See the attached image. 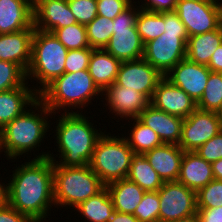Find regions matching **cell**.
Masks as SVG:
<instances>
[{
    "mask_svg": "<svg viewBox=\"0 0 222 222\" xmlns=\"http://www.w3.org/2000/svg\"><path fill=\"white\" fill-rule=\"evenodd\" d=\"M7 194L8 203L18 212L45 220L54 204L53 161L33 158L18 166L7 183Z\"/></svg>",
    "mask_w": 222,
    "mask_h": 222,
    "instance_id": "6da1fadb",
    "label": "cell"
},
{
    "mask_svg": "<svg viewBox=\"0 0 222 222\" xmlns=\"http://www.w3.org/2000/svg\"><path fill=\"white\" fill-rule=\"evenodd\" d=\"M56 124V142L61 154L60 166L84 167L91 162L98 139L104 134L93 127L81 113H62Z\"/></svg>",
    "mask_w": 222,
    "mask_h": 222,
    "instance_id": "7a4b0ae2",
    "label": "cell"
},
{
    "mask_svg": "<svg viewBox=\"0 0 222 222\" xmlns=\"http://www.w3.org/2000/svg\"><path fill=\"white\" fill-rule=\"evenodd\" d=\"M32 107L36 110L41 108L40 115L35 114L34 110H25L0 131V152L5 149L8 159H16L17 156L39 147L48 132L49 122L46 115H52V112L39 98L31 105V109Z\"/></svg>",
    "mask_w": 222,
    "mask_h": 222,
    "instance_id": "3957f363",
    "label": "cell"
},
{
    "mask_svg": "<svg viewBox=\"0 0 222 222\" xmlns=\"http://www.w3.org/2000/svg\"><path fill=\"white\" fill-rule=\"evenodd\" d=\"M49 158L53 161V187L54 206H73L75 208L82 202L100 192L105 185L90 165L84 167L60 166L54 157L45 152L36 159Z\"/></svg>",
    "mask_w": 222,
    "mask_h": 222,
    "instance_id": "277c9868",
    "label": "cell"
},
{
    "mask_svg": "<svg viewBox=\"0 0 222 222\" xmlns=\"http://www.w3.org/2000/svg\"><path fill=\"white\" fill-rule=\"evenodd\" d=\"M99 94L103 93L94 84L88 70H81L65 72L51 82L38 97L55 114L56 110H65L66 106L83 109L82 106L85 107L89 101L91 103V99Z\"/></svg>",
    "mask_w": 222,
    "mask_h": 222,
    "instance_id": "5b68a950",
    "label": "cell"
},
{
    "mask_svg": "<svg viewBox=\"0 0 222 222\" xmlns=\"http://www.w3.org/2000/svg\"><path fill=\"white\" fill-rule=\"evenodd\" d=\"M67 52L68 49L52 33L35 29L32 37L31 63L26 77H34V80H39L38 83L42 84V88L34 89L38 95L65 73Z\"/></svg>",
    "mask_w": 222,
    "mask_h": 222,
    "instance_id": "8992f818",
    "label": "cell"
},
{
    "mask_svg": "<svg viewBox=\"0 0 222 222\" xmlns=\"http://www.w3.org/2000/svg\"><path fill=\"white\" fill-rule=\"evenodd\" d=\"M133 154L125 137L103 134L95 145L89 165L106 186L127 178Z\"/></svg>",
    "mask_w": 222,
    "mask_h": 222,
    "instance_id": "52a82bcc",
    "label": "cell"
},
{
    "mask_svg": "<svg viewBox=\"0 0 222 222\" xmlns=\"http://www.w3.org/2000/svg\"><path fill=\"white\" fill-rule=\"evenodd\" d=\"M135 9L131 4L113 19V34L104 48L121 62L138 60L144 55V43L136 29L139 9Z\"/></svg>",
    "mask_w": 222,
    "mask_h": 222,
    "instance_id": "ba28073f",
    "label": "cell"
},
{
    "mask_svg": "<svg viewBox=\"0 0 222 222\" xmlns=\"http://www.w3.org/2000/svg\"><path fill=\"white\" fill-rule=\"evenodd\" d=\"M190 36L217 30L222 24L219 1L179 0L174 10Z\"/></svg>",
    "mask_w": 222,
    "mask_h": 222,
    "instance_id": "9c48e42d",
    "label": "cell"
},
{
    "mask_svg": "<svg viewBox=\"0 0 222 222\" xmlns=\"http://www.w3.org/2000/svg\"><path fill=\"white\" fill-rule=\"evenodd\" d=\"M222 131V118L215 111L196 108L183 119L178 146L183 151H195Z\"/></svg>",
    "mask_w": 222,
    "mask_h": 222,
    "instance_id": "30bf717a",
    "label": "cell"
},
{
    "mask_svg": "<svg viewBox=\"0 0 222 222\" xmlns=\"http://www.w3.org/2000/svg\"><path fill=\"white\" fill-rule=\"evenodd\" d=\"M188 38L164 32L157 39L144 45L143 59L165 76L181 60L186 58Z\"/></svg>",
    "mask_w": 222,
    "mask_h": 222,
    "instance_id": "8fae6325",
    "label": "cell"
},
{
    "mask_svg": "<svg viewBox=\"0 0 222 222\" xmlns=\"http://www.w3.org/2000/svg\"><path fill=\"white\" fill-rule=\"evenodd\" d=\"M159 195V222L177 220L197 213L196 192L177 181L164 182Z\"/></svg>",
    "mask_w": 222,
    "mask_h": 222,
    "instance_id": "7c38bea8",
    "label": "cell"
},
{
    "mask_svg": "<svg viewBox=\"0 0 222 222\" xmlns=\"http://www.w3.org/2000/svg\"><path fill=\"white\" fill-rule=\"evenodd\" d=\"M164 76L143 58L122 62L115 83L144 94L150 101Z\"/></svg>",
    "mask_w": 222,
    "mask_h": 222,
    "instance_id": "4fadbf2b",
    "label": "cell"
},
{
    "mask_svg": "<svg viewBox=\"0 0 222 222\" xmlns=\"http://www.w3.org/2000/svg\"><path fill=\"white\" fill-rule=\"evenodd\" d=\"M210 72L206 65L197 64L185 58L164 77L181 88L197 103L206 88Z\"/></svg>",
    "mask_w": 222,
    "mask_h": 222,
    "instance_id": "5bb4252c",
    "label": "cell"
},
{
    "mask_svg": "<svg viewBox=\"0 0 222 222\" xmlns=\"http://www.w3.org/2000/svg\"><path fill=\"white\" fill-rule=\"evenodd\" d=\"M150 104L156 109L183 119L197 108V103L187 93L165 77L159 81Z\"/></svg>",
    "mask_w": 222,
    "mask_h": 222,
    "instance_id": "9a60e30c",
    "label": "cell"
},
{
    "mask_svg": "<svg viewBox=\"0 0 222 222\" xmlns=\"http://www.w3.org/2000/svg\"><path fill=\"white\" fill-rule=\"evenodd\" d=\"M34 28L43 32H52L77 21L70 11L67 0H39L33 8Z\"/></svg>",
    "mask_w": 222,
    "mask_h": 222,
    "instance_id": "2e32d148",
    "label": "cell"
},
{
    "mask_svg": "<svg viewBox=\"0 0 222 222\" xmlns=\"http://www.w3.org/2000/svg\"><path fill=\"white\" fill-rule=\"evenodd\" d=\"M102 94L109 108L116 115L126 120L137 118L143 110L150 104V100L142 93L113 83Z\"/></svg>",
    "mask_w": 222,
    "mask_h": 222,
    "instance_id": "e0dca14e",
    "label": "cell"
},
{
    "mask_svg": "<svg viewBox=\"0 0 222 222\" xmlns=\"http://www.w3.org/2000/svg\"><path fill=\"white\" fill-rule=\"evenodd\" d=\"M35 28L0 34V60L13 62L27 72L31 63L32 37Z\"/></svg>",
    "mask_w": 222,
    "mask_h": 222,
    "instance_id": "ac0fdd59",
    "label": "cell"
},
{
    "mask_svg": "<svg viewBox=\"0 0 222 222\" xmlns=\"http://www.w3.org/2000/svg\"><path fill=\"white\" fill-rule=\"evenodd\" d=\"M144 125L151 128L165 144H179L183 118L168 114L149 104L137 117Z\"/></svg>",
    "mask_w": 222,
    "mask_h": 222,
    "instance_id": "d6986e66",
    "label": "cell"
},
{
    "mask_svg": "<svg viewBox=\"0 0 222 222\" xmlns=\"http://www.w3.org/2000/svg\"><path fill=\"white\" fill-rule=\"evenodd\" d=\"M214 179L212 164L195 151H184L177 182L196 193Z\"/></svg>",
    "mask_w": 222,
    "mask_h": 222,
    "instance_id": "ffe728a7",
    "label": "cell"
},
{
    "mask_svg": "<svg viewBox=\"0 0 222 222\" xmlns=\"http://www.w3.org/2000/svg\"><path fill=\"white\" fill-rule=\"evenodd\" d=\"M184 151L176 144H165L146 152V158L164 182L177 181Z\"/></svg>",
    "mask_w": 222,
    "mask_h": 222,
    "instance_id": "44dd1931",
    "label": "cell"
},
{
    "mask_svg": "<svg viewBox=\"0 0 222 222\" xmlns=\"http://www.w3.org/2000/svg\"><path fill=\"white\" fill-rule=\"evenodd\" d=\"M34 28L33 7L24 0H0V34Z\"/></svg>",
    "mask_w": 222,
    "mask_h": 222,
    "instance_id": "7402d4cb",
    "label": "cell"
},
{
    "mask_svg": "<svg viewBox=\"0 0 222 222\" xmlns=\"http://www.w3.org/2000/svg\"><path fill=\"white\" fill-rule=\"evenodd\" d=\"M27 85L0 92V131L39 98Z\"/></svg>",
    "mask_w": 222,
    "mask_h": 222,
    "instance_id": "603a6c76",
    "label": "cell"
},
{
    "mask_svg": "<svg viewBox=\"0 0 222 222\" xmlns=\"http://www.w3.org/2000/svg\"><path fill=\"white\" fill-rule=\"evenodd\" d=\"M121 63L105 49H93L88 72L102 93L115 83Z\"/></svg>",
    "mask_w": 222,
    "mask_h": 222,
    "instance_id": "cb8c5ba5",
    "label": "cell"
},
{
    "mask_svg": "<svg viewBox=\"0 0 222 222\" xmlns=\"http://www.w3.org/2000/svg\"><path fill=\"white\" fill-rule=\"evenodd\" d=\"M113 201L115 211L134 214V211L145 191L127 178L111 182L106 185Z\"/></svg>",
    "mask_w": 222,
    "mask_h": 222,
    "instance_id": "d4e9b609",
    "label": "cell"
},
{
    "mask_svg": "<svg viewBox=\"0 0 222 222\" xmlns=\"http://www.w3.org/2000/svg\"><path fill=\"white\" fill-rule=\"evenodd\" d=\"M222 45V25L213 31L190 36L186 44V58L194 63L208 65L212 54Z\"/></svg>",
    "mask_w": 222,
    "mask_h": 222,
    "instance_id": "484cf974",
    "label": "cell"
},
{
    "mask_svg": "<svg viewBox=\"0 0 222 222\" xmlns=\"http://www.w3.org/2000/svg\"><path fill=\"white\" fill-rule=\"evenodd\" d=\"M127 179L136 183L145 192L158 191L164 181L151 166L145 154L134 153Z\"/></svg>",
    "mask_w": 222,
    "mask_h": 222,
    "instance_id": "4316f807",
    "label": "cell"
},
{
    "mask_svg": "<svg viewBox=\"0 0 222 222\" xmlns=\"http://www.w3.org/2000/svg\"><path fill=\"white\" fill-rule=\"evenodd\" d=\"M76 208L83 215L82 217L90 222H108L115 212L112 198L106 186Z\"/></svg>",
    "mask_w": 222,
    "mask_h": 222,
    "instance_id": "83f0119b",
    "label": "cell"
},
{
    "mask_svg": "<svg viewBox=\"0 0 222 222\" xmlns=\"http://www.w3.org/2000/svg\"><path fill=\"white\" fill-rule=\"evenodd\" d=\"M134 123L131 130L130 137L125 138L128 145L134 153H142L150 151L151 149L161 146L163 143L158 135L148 126L144 125L138 118H133Z\"/></svg>",
    "mask_w": 222,
    "mask_h": 222,
    "instance_id": "f1b7e54d",
    "label": "cell"
},
{
    "mask_svg": "<svg viewBox=\"0 0 222 222\" xmlns=\"http://www.w3.org/2000/svg\"><path fill=\"white\" fill-rule=\"evenodd\" d=\"M136 29L145 45L164 33V17L159 12L139 8Z\"/></svg>",
    "mask_w": 222,
    "mask_h": 222,
    "instance_id": "f546056e",
    "label": "cell"
},
{
    "mask_svg": "<svg viewBox=\"0 0 222 222\" xmlns=\"http://www.w3.org/2000/svg\"><path fill=\"white\" fill-rule=\"evenodd\" d=\"M85 27L90 47L104 49L113 34V20L97 15Z\"/></svg>",
    "mask_w": 222,
    "mask_h": 222,
    "instance_id": "4dcf8cb0",
    "label": "cell"
},
{
    "mask_svg": "<svg viewBox=\"0 0 222 222\" xmlns=\"http://www.w3.org/2000/svg\"><path fill=\"white\" fill-rule=\"evenodd\" d=\"M68 50L89 48L86 27L79 23L63 28L54 29L51 32Z\"/></svg>",
    "mask_w": 222,
    "mask_h": 222,
    "instance_id": "1f68e13d",
    "label": "cell"
},
{
    "mask_svg": "<svg viewBox=\"0 0 222 222\" xmlns=\"http://www.w3.org/2000/svg\"><path fill=\"white\" fill-rule=\"evenodd\" d=\"M222 103V73L210 72L203 95L197 102V108L217 111Z\"/></svg>",
    "mask_w": 222,
    "mask_h": 222,
    "instance_id": "d6a6232c",
    "label": "cell"
},
{
    "mask_svg": "<svg viewBox=\"0 0 222 222\" xmlns=\"http://www.w3.org/2000/svg\"><path fill=\"white\" fill-rule=\"evenodd\" d=\"M25 81L26 72L19 65L0 60V92L21 87Z\"/></svg>",
    "mask_w": 222,
    "mask_h": 222,
    "instance_id": "836d02e7",
    "label": "cell"
},
{
    "mask_svg": "<svg viewBox=\"0 0 222 222\" xmlns=\"http://www.w3.org/2000/svg\"><path fill=\"white\" fill-rule=\"evenodd\" d=\"M159 195L157 191L145 192L134 211L139 222H159Z\"/></svg>",
    "mask_w": 222,
    "mask_h": 222,
    "instance_id": "e575fe53",
    "label": "cell"
},
{
    "mask_svg": "<svg viewBox=\"0 0 222 222\" xmlns=\"http://www.w3.org/2000/svg\"><path fill=\"white\" fill-rule=\"evenodd\" d=\"M197 208L222 206V180L213 179L196 193Z\"/></svg>",
    "mask_w": 222,
    "mask_h": 222,
    "instance_id": "d590c367",
    "label": "cell"
},
{
    "mask_svg": "<svg viewBox=\"0 0 222 222\" xmlns=\"http://www.w3.org/2000/svg\"><path fill=\"white\" fill-rule=\"evenodd\" d=\"M70 11L73 13L77 23L88 25L97 14L96 0H67Z\"/></svg>",
    "mask_w": 222,
    "mask_h": 222,
    "instance_id": "8d00e7d4",
    "label": "cell"
},
{
    "mask_svg": "<svg viewBox=\"0 0 222 222\" xmlns=\"http://www.w3.org/2000/svg\"><path fill=\"white\" fill-rule=\"evenodd\" d=\"M93 48H82L68 50L65 61V72L73 73L81 70H88L90 56Z\"/></svg>",
    "mask_w": 222,
    "mask_h": 222,
    "instance_id": "74e56055",
    "label": "cell"
},
{
    "mask_svg": "<svg viewBox=\"0 0 222 222\" xmlns=\"http://www.w3.org/2000/svg\"><path fill=\"white\" fill-rule=\"evenodd\" d=\"M195 152L209 163L222 158V131L200 146Z\"/></svg>",
    "mask_w": 222,
    "mask_h": 222,
    "instance_id": "f35d334b",
    "label": "cell"
},
{
    "mask_svg": "<svg viewBox=\"0 0 222 222\" xmlns=\"http://www.w3.org/2000/svg\"><path fill=\"white\" fill-rule=\"evenodd\" d=\"M97 14L113 20L131 4V0H96Z\"/></svg>",
    "mask_w": 222,
    "mask_h": 222,
    "instance_id": "ab89813d",
    "label": "cell"
},
{
    "mask_svg": "<svg viewBox=\"0 0 222 222\" xmlns=\"http://www.w3.org/2000/svg\"><path fill=\"white\" fill-rule=\"evenodd\" d=\"M160 14L164 17L165 33L178 34V37H189L185 25L175 11Z\"/></svg>",
    "mask_w": 222,
    "mask_h": 222,
    "instance_id": "60d3db41",
    "label": "cell"
},
{
    "mask_svg": "<svg viewBox=\"0 0 222 222\" xmlns=\"http://www.w3.org/2000/svg\"><path fill=\"white\" fill-rule=\"evenodd\" d=\"M147 1L140 6V9L152 12H172L179 0H144Z\"/></svg>",
    "mask_w": 222,
    "mask_h": 222,
    "instance_id": "b9f144b4",
    "label": "cell"
},
{
    "mask_svg": "<svg viewBox=\"0 0 222 222\" xmlns=\"http://www.w3.org/2000/svg\"><path fill=\"white\" fill-rule=\"evenodd\" d=\"M28 215L18 212L9 203L0 207V222H29Z\"/></svg>",
    "mask_w": 222,
    "mask_h": 222,
    "instance_id": "7bdbcfd3",
    "label": "cell"
},
{
    "mask_svg": "<svg viewBox=\"0 0 222 222\" xmlns=\"http://www.w3.org/2000/svg\"><path fill=\"white\" fill-rule=\"evenodd\" d=\"M200 222H222V206L214 208H197Z\"/></svg>",
    "mask_w": 222,
    "mask_h": 222,
    "instance_id": "ee69618b",
    "label": "cell"
},
{
    "mask_svg": "<svg viewBox=\"0 0 222 222\" xmlns=\"http://www.w3.org/2000/svg\"><path fill=\"white\" fill-rule=\"evenodd\" d=\"M207 67L211 72L222 73V45L212 54Z\"/></svg>",
    "mask_w": 222,
    "mask_h": 222,
    "instance_id": "f6af8a7d",
    "label": "cell"
},
{
    "mask_svg": "<svg viewBox=\"0 0 222 222\" xmlns=\"http://www.w3.org/2000/svg\"><path fill=\"white\" fill-rule=\"evenodd\" d=\"M108 222H139L133 214L120 213L115 211Z\"/></svg>",
    "mask_w": 222,
    "mask_h": 222,
    "instance_id": "bcb514c9",
    "label": "cell"
},
{
    "mask_svg": "<svg viewBox=\"0 0 222 222\" xmlns=\"http://www.w3.org/2000/svg\"><path fill=\"white\" fill-rule=\"evenodd\" d=\"M214 179L222 180V158L212 163Z\"/></svg>",
    "mask_w": 222,
    "mask_h": 222,
    "instance_id": "7dc6e473",
    "label": "cell"
},
{
    "mask_svg": "<svg viewBox=\"0 0 222 222\" xmlns=\"http://www.w3.org/2000/svg\"><path fill=\"white\" fill-rule=\"evenodd\" d=\"M8 203L7 185L0 183V207Z\"/></svg>",
    "mask_w": 222,
    "mask_h": 222,
    "instance_id": "c3c4849f",
    "label": "cell"
},
{
    "mask_svg": "<svg viewBox=\"0 0 222 222\" xmlns=\"http://www.w3.org/2000/svg\"><path fill=\"white\" fill-rule=\"evenodd\" d=\"M168 222H200L197 214H194V215H191V216H187V217H184V218H180V219H177V220H171V221H168Z\"/></svg>",
    "mask_w": 222,
    "mask_h": 222,
    "instance_id": "681fc988",
    "label": "cell"
},
{
    "mask_svg": "<svg viewBox=\"0 0 222 222\" xmlns=\"http://www.w3.org/2000/svg\"><path fill=\"white\" fill-rule=\"evenodd\" d=\"M25 2H27L30 6H32L33 8L38 4L39 0H24Z\"/></svg>",
    "mask_w": 222,
    "mask_h": 222,
    "instance_id": "f907efd6",
    "label": "cell"
},
{
    "mask_svg": "<svg viewBox=\"0 0 222 222\" xmlns=\"http://www.w3.org/2000/svg\"><path fill=\"white\" fill-rule=\"evenodd\" d=\"M216 113L222 118V103L220 105V108L216 111Z\"/></svg>",
    "mask_w": 222,
    "mask_h": 222,
    "instance_id": "816d5d0a",
    "label": "cell"
},
{
    "mask_svg": "<svg viewBox=\"0 0 222 222\" xmlns=\"http://www.w3.org/2000/svg\"><path fill=\"white\" fill-rule=\"evenodd\" d=\"M43 219H31L29 222H42Z\"/></svg>",
    "mask_w": 222,
    "mask_h": 222,
    "instance_id": "f5cc1de1",
    "label": "cell"
},
{
    "mask_svg": "<svg viewBox=\"0 0 222 222\" xmlns=\"http://www.w3.org/2000/svg\"><path fill=\"white\" fill-rule=\"evenodd\" d=\"M193 1H219V0H193Z\"/></svg>",
    "mask_w": 222,
    "mask_h": 222,
    "instance_id": "db71d44e",
    "label": "cell"
}]
</instances>
